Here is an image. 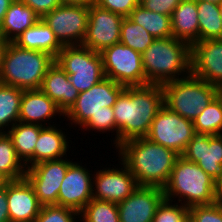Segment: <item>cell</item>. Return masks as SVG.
Segmentation results:
<instances>
[{
	"instance_id": "obj_1",
	"label": "cell",
	"mask_w": 222,
	"mask_h": 222,
	"mask_svg": "<svg viewBox=\"0 0 222 222\" xmlns=\"http://www.w3.org/2000/svg\"><path fill=\"white\" fill-rule=\"evenodd\" d=\"M163 105L162 85L125 87L113 106L118 145L129 139L145 137Z\"/></svg>"
},
{
	"instance_id": "obj_2",
	"label": "cell",
	"mask_w": 222,
	"mask_h": 222,
	"mask_svg": "<svg viewBox=\"0 0 222 222\" xmlns=\"http://www.w3.org/2000/svg\"><path fill=\"white\" fill-rule=\"evenodd\" d=\"M121 160L135 176L139 186L164 188L180 156L175 151L156 144L146 137L124 141L116 147Z\"/></svg>"
},
{
	"instance_id": "obj_3",
	"label": "cell",
	"mask_w": 222,
	"mask_h": 222,
	"mask_svg": "<svg viewBox=\"0 0 222 222\" xmlns=\"http://www.w3.org/2000/svg\"><path fill=\"white\" fill-rule=\"evenodd\" d=\"M141 57L147 85H164L191 74V46L173 36L156 38Z\"/></svg>"
},
{
	"instance_id": "obj_4",
	"label": "cell",
	"mask_w": 222,
	"mask_h": 222,
	"mask_svg": "<svg viewBox=\"0 0 222 222\" xmlns=\"http://www.w3.org/2000/svg\"><path fill=\"white\" fill-rule=\"evenodd\" d=\"M54 62L55 58L47 52L25 49L10 42L3 57L0 83L22 90L40 89Z\"/></svg>"
},
{
	"instance_id": "obj_5",
	"label": "cell",
	"mask_w": 222,
	"mask_h": 222,
	"mask_svg": "<svg viewBox=\"0 0 222 222\" xmlns=\"http://www.w3.org/2000/svg\"><path fill=\"white\" fill-rule=\"evenodd\" d=\"M163 190L165 199L175 202L178 198L176 203L187 207L214 204V179L181 155Z\"/></svg>"
},
{
	"instance_id": "obj_6",
	"label": "cell",
	"mask_w": 222,
	"mask_h": 222,
	"mask_svg": "<svg viewBox=\"0 0 222 222\" xmlns=\"http://www.w3.org/2000/svg\"><path fill=\"white\" fill-rule=\"evenodd\" d=\"M164 105L180 116L194 120L216 97V86L190 74L162 85Z\"/></svg>"
},
{
	"instance_id": "obj_7",
	"label": "cell",
	"mask_w": 222,
	"mask_h": 222,
	"mask_svg": "<svg viewBox=\"0 0 222 222\" xmlns=\"http://www.w3.org/2000/svg\"><path fill=\"white\" fill-rule=\"evenodd\" d=\"M55 61L68 74L79 93L106 77L101 54L83 45L63 46Z\"/></svg>"
},
{
	"instance_id": "obj_8",
	"label": "cell",
	"mask_w": 222,
	"mask_h": 222,
	"mask_svg": "<svg viewBox=\"0 0 222 222\" xmlns=\"http://www.w3.org/2000/svg\"><path fill=\"white\" fill-rule=\"evenodd\" d=\"M100 54L106 78L124 87L147 85L141 53L119 42Z\"/></svg>"
},
{
	"instance_id": "obj_9",
	"label": "cell",
	"mask_w": 222,
	"mask_h": 222,
	"mask_svg": "<svg viewBox=\"0 0 222 222\" xmlns=\"http://www.w3.org/2000/svg\"><path fill=\"white\" fill-rule=\"evenodd\" d=\"M196 135L192 120L186 119L163 105L151 123L148 140L182 155Z\"/></svg>"
},
{
	"instance_id": "obj_10",
	"label": "cell",
	"mask_w": 222,
	"mask_h": 222,
	"mask_svg": "<svg viewBox=\"0 0 222 222\" xmlns=\"http://www.w3.org/2000/svg\"><path fill=\"white\" fill-rule=\"evenodd\" d=\"M125 87L112 79L104 78L88 90L79 93L76 102L64 114L71 125L82 127L92 115L107 107H113L120 92ZM74 123V124H73Z\"/></svg>"
},
{
	"instance_id": "obj_11",
	"label": "cell",
	"mask_w": 222,
	"mask_h": 222,
	"mask_svg": "<svg viewBox=\"0 0 222 222\" xmlns=\"http://www.w3.org/2000/svg\"><path fill=\"white\" fill-rule=\"evenodd\" d=\"M89 7L60 4L42 20L62 46L82 45L88 26Z\"/></svg>"
},
{
	"instance_id": "obj_12",
	"label": "cell",
	"mask_w": 222,
	"mask_h": 222,
	"mask_svg": "<svg viewBox=\"0 0 222 222\" xmlns=\"http://www.w3.org/2000/svg\"><path fill=\"white\" fill-rule=\"evenodd\" d=\"M72 163L70 158L65 157V159L40 162L26 168L25 178L34 188L42 206L57 205L60 185Z\"/></svg>"
},
{
	"instance_id": "obj_13",
	"label": "cell",
	"mask_w": 222,
	"mask_h": 222,
	"mask_svg": "<svg viewBox=\"0 0 222 222\" xmlns=\"http://www.w3.org/2000/svg\"><path fill=\"white\" fill-rule=\"evenodd\" d=\"M123 18L122 15L92 4L89 6L87 33L82 45L100 53L119 43Z\"/></svg>"
},
{
	"instance_id": "obj_14",
	"label": "cell",
	"mask_w": 222,
	"mask_h": 222,
	"mask_svg": "<svg viewBox=\"0 0 222 222\" xmlns=\"http://www.w3.org/2000/svg\"><path fill=\"white\" fill-rule=\"evenodd\" d=\"M121 167H106L93 173V198L101 201L120 203L139 186L135 176L120 160Z\"/></svg>"
},
{
	"instance_id": "obj_15",
	"label": "cell",
	"mask_w": 222,
	"mask_h": 222,
	"mask_svg": "<svg viewBox=\"0 0 222 222\" xmlns=\"http://www.w3.org/2000/svg\"><path fill=\"white\" fill-rule=\"evenodd\" d=\"M82 163L73 162L60 185L57 205L80 212L93 199L92 171Z\"/></svg>"
},
{
	"instance_id": "obj_16",
	"label": "cell",
	"mask_w": 222,
	"mask_h": 222,
	"mask_svg": "<svg viewBox=\"0 0 222 222\" xmlns=\"http://www.w3.org/2000/svg\"><path fill=\"white\" fill-rule=\"evenodd\" d=\"M164 199L162 188L138 186L124 201L117 203L120 222H153Z\"/></svg>"
},
{
	"instance_id": "obj_17",
	"label": "cell",
	"mask_w": 222,
	"mask_h": 222,
	"mask_svg": "<svg viewBox=\"0 0 222 222\" xmlns=\"http://www.w3.org/2000/svg\"><path fill=\"white\" fill-rule=\"evenodd\" d=\"M191 74L211 85L222 84V39H208L191 46Z\"/></svg>"
},
{
	"instance_id": "obj_18",
	"label": "cell",
	"mask_w": 222,
	"mask_h": 222,
	"mask_svg": "<svg viewBox=\"0 0 222 222\" xmlns=\"http://www.w3.org/2000/svg\"><path fill=\"white\" fill-rule=\"evenodd\" d=\"M197 163L214 180L222 173V134H196L187 144L182 155Z\"/></svg>"
},
{
	"instance_id": "obj_19",
	"label": "cell",
	"mask_w": 222,
	"mask_h": 222,
	"mask_svg": "<svg viewBox=\"0 0 222 222\" xmlns=\"http://www.w3.org/2000/svg\"><path fill=\"white\" fill-rule=\"evenodd\" d=\"M7 203L10 222H35L42 207L26 178L7 181Z\"/></svg>"
},
{
	"instance_id": "obj_20",
	"label": "cell",
	"mask_w": 222,
	"mask_h": 222,
	"mask_svg": "<svg viewBox=\"0 0 222 222\" xmlns=\"http://www.w3.org/2000/svg\"><path fill=\"white\" fill-rule=\"evenodd\" d=\"M64 116L57 104L41 89L23 90L20 102L19 122L52 126L47 121L55 116ZM44 122V123H43Z\"/></svg>"
},
{
	"instance_id": "obj_21",
	"label": "cell",
	"mask_w": 222,
	"mask_h": 222,
	"mask_svg": "<svg viewBox=\"0 0 222 222\" xmlns=\"http://www.w3.org/2000/svg\"><path fill=\"white\" fill-rule=\"evenodd\" d=\"M65 114L76 102L78 90L72 85L68 74L55 61L44 76L40 88Z\"/></svg>"
},
{
	"instance_id": "obj_22",
	"label": "cell",
	"mask_w": 222,
	"mask_h": 222,
	"mask_svg": "<svg viewBox=\"0 0 222 222\" xmlns=\"http://www.w3.org/2000/svg\"><path fill=\"white\" fill-rule=\"evenodd\" d=\"M173 37L189 46L199 42L197 0H181L171 15Z\"/></svg>"
},
{
	"instance_id": "obj_23",
	"label": "cell",
	"mask_w": 222,
	"mask_h": 222,
	"mask_svg": "<svg viewBox=\"0 0 222 222\" xmlns=\"http://www.w3.org/2000/svg\"><path fill=\"white\" fill-rule=\"evenodd\" d=\"M44 127L39 134L34 148V165L50 160H58L67 157L69 151L68 136L54 126ZM67 136V137H66Z\"/></svg>"
},
{
	"instance_id": "obj_24",
	"label": "cell",
	"mask_w": 222,
	"mask_h": 222,
	"mask_svg": "<svg viewBox=\"0 0 222 222\" xmlns=\"http://www.w3.org/2000/svg\"><path fill=\"white\" fill-rule=\"evenodd\" d=\"M40 17L21 0H13L0 25V34L9 42L21 35L26 29L34 26Z\"/></svg>"
},
{
	"instance_id": "obj_25",
	"label": "cell",
	"mask_w": 222,
	"mask_h": 222,
	"mask_svg": "<svg viewBox=\"0 0 222 222\" xmlns=\"http://www.w3.org/2000/svg\"><path fill=\"white\" fill-rule=\"evenodd\" d=\"M14 43L19 47L47 52L54 58L57 57L63 46L58 42L54 32L46 22L40 20L32 27L19 35Z\"/></svg>"
},
{
	"instance_id": "obj_26",
	"label": "cell",
	"mask_w": 222,
	"mask_h": 222,
	"mask_svg": "<svg viewBox=\"0 0 222 222\" xmlns=\"http://www.w3.org/2000/svg\"><path fill=\"white\" fill-rule=\"evenodd\" d=\"M43 128L37 124L17 122L6 132L12 139L17 157L26 168L34 165V148Z\"/></svg>"
},
{
	"instance_id": "obj_27",
	"label": "cell",
	"mask_w": 222,
	"mask_h": 222,
	"mask_svg": "<svg viewBox=\"0 0 222 222\" xmlns=\"http://www.w3.org/2000/svg\"><path fill=\"white\" fill-rule=\"evenodd\" d=\"M199 41L222 39V18L220 5L197 0Z\"/></svg>"
},
{
	"instance_id": "obj_28",
	"label": "cell",
	"mask_w": 222,
	"mask_h": 222,
	"mask_svg": "<svg viewBox=\"0 0 222 222\" xmlns=\"http://www.w3.org/2000/svg\"><path fill=\"white\" fill-rule=\"evenodd\" d=\"M155 38L172 37L171 16L145 9L140 4L128 16Z\"/></svg>"
},
{
	"instance_id": "obj_29",
	"label": "cell",
	"mask_w": 222,
	"mask_h": 222,
	"mask_svg": "<svg viewBox=\"0 0 222 222\" xmlns=\"http://www.w3.org/2000/svg\"><path fill=\"white\" fill-rule=\"evenodd\" d=\"M22 94V89L0 83V132H7L19 122Z\"/></svg>"
},
{
	"instance_id": "obj_30",
	"label": "cell",
	"mask_w": 222,
	"mask_h": 222,
	"mask_svg": "<svg viewBox=\"0 0 222 222\" xmlns=\"http://www.w3.org/2000/svg\"><path fill=\"white\" fill-rule=\"evenodd\" d=\"M26 167L17 157L12 139L6 132H0V175L6 181L25 178Z\"/></svg>"
},
{
	"instance_id": "obj_31",
	"label": "cell",
	"mask_w": 222,
	"mask_h": 222,
	"mask_svg": "<svg viewBox=\"0 0 222 222\" xmlns=\"http://www.w3.org/2000/svg\"><path fill=\"white\" fill-rule=\"evenodd\" d=\"M196 134L221 135L222 134V103L216 97L193 120Z\"/></svg>"
},
{
	"instance_id": "obj_32",
	"label": "cell",
	"mask_w": 222,
	"mask_h": 222,
	"mask_svg": "<svg viewBox=\"0 0 222 222\" xmlns=\"http://www.w3.org/2000/svg\"><path fill=\"white\" fill-rule=\"evenodd\" d=\"M141 25L133 22L129 17H124L121 24L120 42L134 51L143 53L155 40Z\"/></svg>"
},
{
	"instance_id": "obj_33",
	"label": "cell",
	"mask_w": 222,
	"mask_h": 222,
	"mask_svg": "<svg viewBox=\"0 0 222 222\" xmlns=\"http://www.w3.org/2000/svg\"><path fill=\"white\" fill-rule=\"evenodd\" d=\"M80 222H120L117 203L92 199L79 212Z\"/></svg>"
},
{
	"instance_id": "obj_34",
	"label": "cell",
	"mask_w": 222,
	"mask_h": 222,
	"mask_svg": "<svg viewBox=\"0 0 222 222\" xmlns=\"http://www.w3.org/2000/svg\"><path fill=\"white\" fill-rule=\"evenodd\" d=\"M85 131H96L106 133L110 131L115 134V138L113 140V145H115V148L118 146V129L116 127L115 123V117H114V111L113 107H107V110H101L95 115H92L90 119L81 127V130Z\"/></svg>"
},
{
	"instance_id": "obj_35",
	"label": "cell",
	"mask_w": 222,
	"mask_h": 222,
	"mask_svg": "<svg viewBox=\"0 0 222 222\" xmlns=\"http://www.w3.org/2000/svg\"><path fill=\"white\" fill-rule=\"evenodd\" d=\"M189 207L164 199L157 208L153 222H188Z\"/></svg>"
},
{
	"instance_id": "obj_36",
	"label": "cell",
	"mask_w": 222,
	"mask_h": 222,
	"mask_svg": "<svg viewBox=\"0 0 222 222\" xmlns=\"http://www.w3.org/2000/svg\"><path fill=\"white\" fill-rule=\"evenodd\" d=\"M79 212L58 205H44L41 207L35 222H78Z\"/></svg>"
},
{
	"instance_id": "obj_37",
	"label": "cell",
	"mask_w": 222,
	"mask_h": 222,
	"mask_svg": "<svg viewBox=\"0 0 222 222\" xmlns=\"http://www.w3.org/2000/svg\"><path fill=\"white\" fill-rule=\"evenodd\" d=\"M189 222H222V206L215 203L191 206Z\"/></svg>"
},
{
	"instance_id": "obj_38",
	"label": "cell",
	"mask_w": 222,
	"mask_h": 222,
	"mask_svg": "<svg viewBox=\"0 0 222 222\" xmlns=\"http://www.w3.org/2000/svg\"><path fill=\"white\" fill-rule=\"evenodd\" d=\"M94 4L123 17H128L132 10L139 5V0H95Z\"/></svg>"
},
{
	"instance_id": "obj_39",
	"label": "cell",
	"mask_w": 222,
	"mask_h": 222,
	"mask_svg": "<svg viewBox=\"0 0 222 222\" xmlns=\"http://www.w3.org/2000/svg\"><path fill=\"white\" fill-rule=\"evenodd\" d=\"M181 0H139V4L145 9L171 16Z\"/></svg>"
},
{
	"instance_id": "obj_40",
	"label": "cell",
	"mask_w": 222,
	"mask_h": 222,
	"mask_svg": "<svg viewBox=\"0 0 222 222\" xmlns=\"http://www.w3.org/2000/svg\"><path fill=\"white\" fill-rule=\"evenodd\" d=\"M25 5H28L40 18H43L47 13L57 8L60 0H21Z\"/></svg>"
},
{
	"instance_id": "obj_41",
	"label": "cell",
	"mask_w": 222,
	"mask_h": 222,
	"mask_svg": "<svg viewBox=\"0 0 222 222\" xmlns=\"http://www.w3.org/2000/svg\"><path fill=\"white\" fill-rule=\"evenodd\" d=\"M0 222H10L7 203V181L0 186Z\"/></svg>"
},
{
	"instance_id": "obj_42",
	"label": "cell",
	"mask_w": 222,
	"mask_h": 222,
	"mask_svg": "<svg viewBox=\"0 0 222 222\" xmlns=\"http://www.w3.org/2000/svg\"><path fill=\"white\" fill-rule=\"evenodd\" d=\"M214 203L222 206V173L214 180Z\"/></svg>"
},
{
	"instance_id": "obj_43",
	"label": "cell",
	"mask_w": 222,
	"mask_h": 222,
	"mask_svg": "<svg viewBox=\"0 0 222 222\" xmlns=\"http://www.w3.org/2000/svg\"><path fill=\"white\" fill-rule=\"evenodd\" d=\"M61 4L66 5H79V6H91L95 0H60Z\"/></svg>"
},
{
	"instance_id": "obj_44",
	"label": "cell",
	"mask_w": 222,
	"mask_h": 222,
	"mask_svg": "<svg viewBox=\"0 0 222 222\" xmlns=\"http://www.w3.org/2000/svg\"><path fill=\"white\" fill-rule=\"evenodd\" d=\"M10 42L6 40L1 34H0V77L2 72V64H3V57L6 51V48Z\"/></svg>"
},
{
	"instance_id": "obj_45",
	"label": "cell",
	"mask_w": 222,
	"mask_h": 222,
	"mask_svg": "<svg viewBox=\"0 0 222 222\" xmlns=\"http://www.w3.org/2000/svg\"><path fill=\"white\" fill-rule=\"evenodd\" d=\"M13 0H0V25L3 22L7 9Z\"/></svg>"
},
{
	"instance_id": "obj_46",
	"label": "cell",
	"mask_w": 222,
	"mask_h": 222,
	"mask_svg": "<svg viewBox=\"0 0 222 222\" xmlns=\"http://www.w3.org/2000/svg\"><path fill=\"white\" fill-rule=\"evenodd\" d=\"M216 92H217V98L221 101L222 103V84L216 86Z\"/></svg>"
},
{
	"instance_id": "obj_47",
	"label": "cell",
	"mask_w": 222,
	"mask_h": 222,
	"mask_svg": "<svg viewBox=\"0 0 222 222\" xmlns=\"http://www.w3.org/2000/svg\"><path fill=\"white\" fill-rule=\"evenodd\" d=\"M203 1L215 3V4H218V5H220L222 3V0H203Z\"/></svg>"
},
{
	"instance_id": "obj_48",
	"label": "cell",
	"mask_w": 222,
	"mask_h": 222,
	"mask_svg": "<svg viewBox=\"0 0 222 222\" xmlns=\"http://www.w3.org/2000/svg\"><path fill=\"white\" fill-rule=\"evenodd\" d=\"M6 180L0 175V186H2Z\"/></svg>"
},
{
	"instance_id": "obj_49",
	"label": "cell",
	"mask_w": 222,
	"mask_h": 222,
	"mask_svg": "<svg viewBox=\"0 0 222 222\" xmlns=\"http://www.w3.org/2000/svg\"><path fill=\"white\" fill-rule=\"evenodd\" d=\"M220 10H221V18H222V3L220 4Z\"/></svg>"
}]
</instances>
